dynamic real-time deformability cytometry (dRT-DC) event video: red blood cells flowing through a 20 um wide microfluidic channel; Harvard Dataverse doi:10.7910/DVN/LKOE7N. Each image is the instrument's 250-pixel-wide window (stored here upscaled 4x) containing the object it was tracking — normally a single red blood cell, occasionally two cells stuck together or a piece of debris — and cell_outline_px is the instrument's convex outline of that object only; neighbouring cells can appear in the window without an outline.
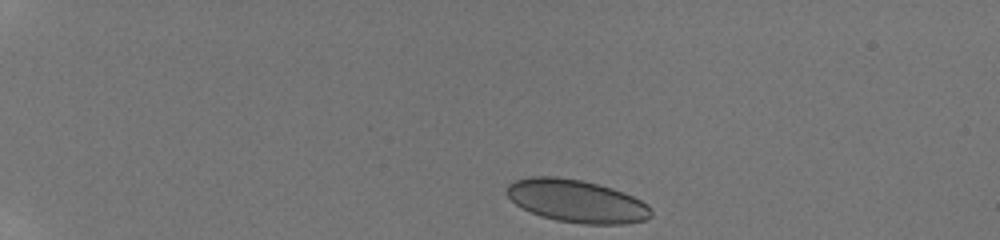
{"species": "human", "species_latin": "Homo sapiens", "temperature_condition": "room temperature", "stored_images_in_passage": 13, "camera_frame_rate_fps": 3000, "um_per_image_px": 0.085, "donor": {"sex": "male"}, "frame": {"image": 1, "passage_image": 1, "time_ms": 0.0, "image_size_px": [1000, 240], "cell_outline_px": [[652, 216], [644, 220], [624, 224], [584, 224], [556, 220], [540, 216], [516, 204], [504, 192], [508, 184], [516, 180], [528, 176], [556, 176], [584, 180], [612, 188], [624, 192], [648, 204], [652, 212]], "centroid_in_image_um": [49.01, 17.08], "position_along_channel_um": 36.0, "area_um2": 36.07}}
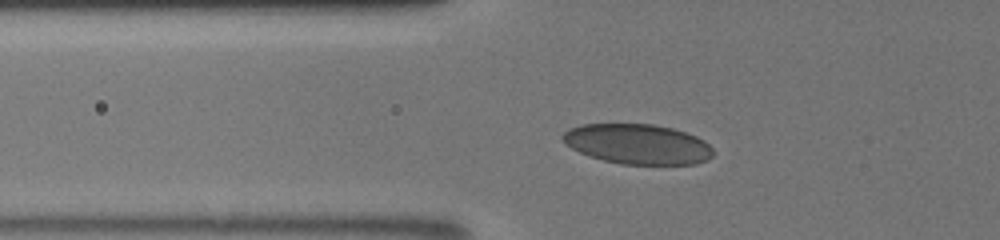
{"frame": {"image": 2, "passage_image": 9, "time_ms": 3.0, "image_size_px": [1000, 240], "cell_outline_px": [[712, 156], [708, 160], [696, 164], [620, 164], [588, 156], [572, 148], [560, 136], [568, 128], [580, 124], [652, 124], [672, 128], [696, 136], [704, 140], [712, 148]], "centroid_in_image_um": [54.19, 12.24], "position_along_channel_um": 71.6, "area_um2": 35.08}}
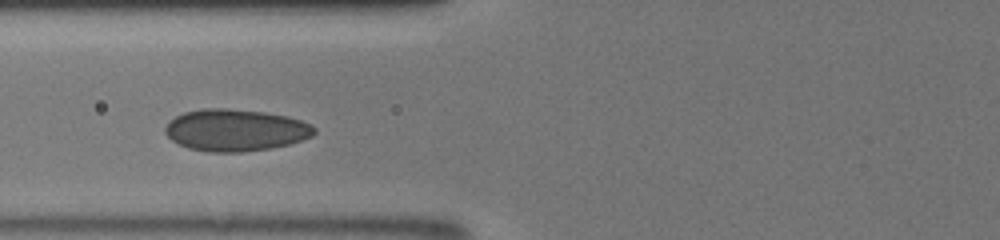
{"frame": {"image": 3, "passage_image": 12, "time_ms": 4.0, "image_size_px": [1000, 240], "cell_outline_px": [[316, 132], [312, 136], [288, 144], [272, 148], [244, 152], [208, 152], [188, 148], [172, 140], [164, 132], [164, 128], [176, 116], [184, 112], [204, 108], [228, 108], [264, 112], [288, 116], [312, 124], [316, 128]], "centroid_in_image_um": [20.03, 11.06], "position_along_channel_um": 105.8, "area_um2": 36.47}}